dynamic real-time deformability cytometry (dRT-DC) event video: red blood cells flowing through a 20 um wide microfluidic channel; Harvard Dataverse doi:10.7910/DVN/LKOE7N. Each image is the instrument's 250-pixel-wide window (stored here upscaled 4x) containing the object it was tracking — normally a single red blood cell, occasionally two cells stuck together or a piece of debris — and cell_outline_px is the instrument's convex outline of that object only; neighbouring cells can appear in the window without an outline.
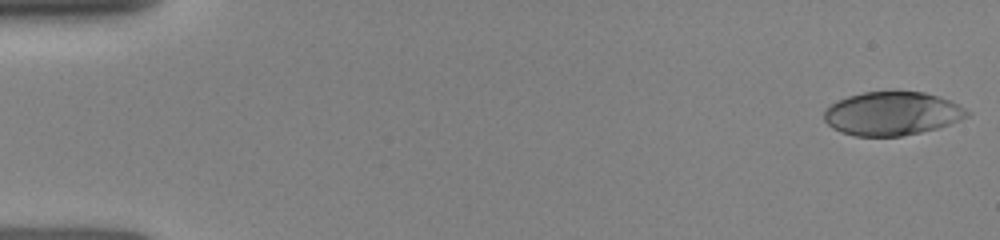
{"species": "human", "species_latin": "Homo sapiens", "temperature_condition": "room temperature", "stored_images_in_passage": 50, "camera_frame_rate_fps": 3000, "um_per_image_px": 0.085, "donor": {"sex": "female"}, "frame": {"image": 1, "passage_image": 1, "time_ms": 0.0, "image_size_px": [1000, 240], "cell_outline_px": [[968, 116], [960, 120], [936, 128], [920, 132], [900, 136], [856, 136], [840, 132], [832, 128], [824, 120], [824, 112], [832, 104], [848, 96], [864, 92], [924, 92], [940, 96], [964, 108], [968, 112]], "centroid_in_image_um": [75.8, 9.66], "position_along_channel_um": 9.2, "area_um2": 35.84}}
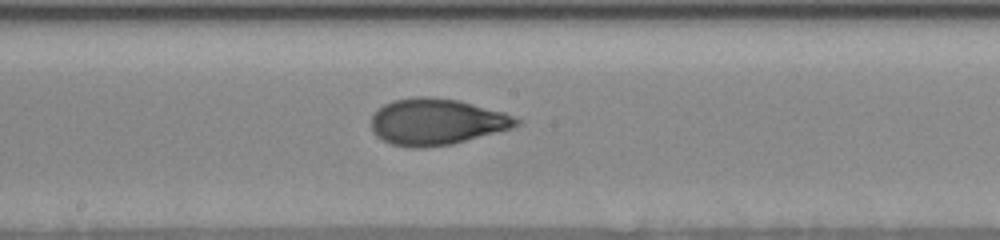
{"frame": {"image": 2, "passage_image": 27, "time_ms": 8.333, "image_size_px": [1000, 240], "cell_outline_px": [[524, 120], [520, 124], [512, 128], [452, 144], [424, 148], [408, 148], [392, 144], [376, 136], [372, 132], [372, 116], [384, 104], [392, 100], [412, 96], [428, 96], [460, 100], [504, 112]], "centroid_in_image_um": [37.13, 10.34], "position_along_channel_um": 211.1, "area_um2": 39.54}}
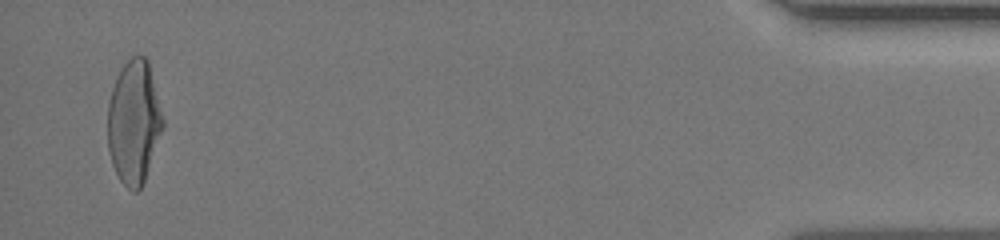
{"frame": {"image": 3, "passage_image": 49, "time_ms": 15.333, "image_size_px": [1000, 240], "cell_outline_px": [[164, 128], [144, 180], [140, 188], [136, 192], [132, 192], [120, 180], [112, 164], [108, 152], [108, 104], [112, 88], [124, 64], [132, 56], [144, 56], [148, 60], [164, 120]], "centroid_in_image_um": [11.39, 10.4], "position_along_channel_um": 423.8, "area_um2": 39.48}}